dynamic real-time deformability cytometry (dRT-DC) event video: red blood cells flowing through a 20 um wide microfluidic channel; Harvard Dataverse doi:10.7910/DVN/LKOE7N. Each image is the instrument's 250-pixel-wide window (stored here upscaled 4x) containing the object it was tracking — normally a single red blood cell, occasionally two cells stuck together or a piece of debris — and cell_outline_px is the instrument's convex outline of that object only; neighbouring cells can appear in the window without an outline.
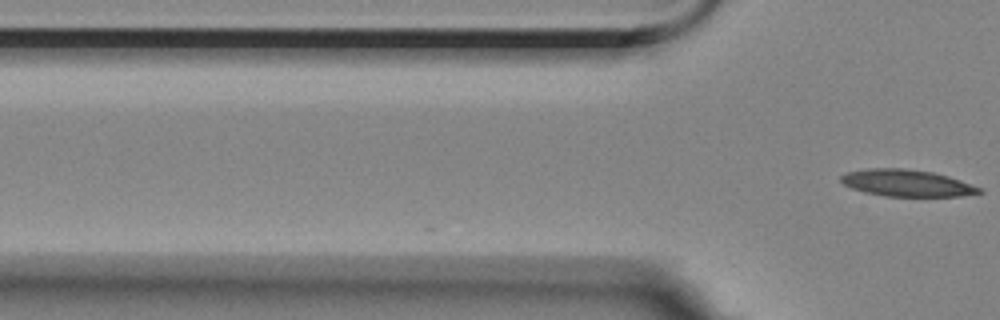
{"species": "Egyptian fruit bat (a non-hibernating species)", "species_latin": "Rousettus aegyptiacus", "temperature_condition": "room temperature", "stored_images_in_passage": 4, "camera_frame_rate_fps": 3000, "um_per_image_px": 0.085, "animal": {"sex": "female"}, "frame": {"image": 1, "passage_image": 4, "time_ms": 1.0, "image_size_px": [1000, 320], "cell_outline_px": [[984, 192], [960, 196], [884, 196], [864, 192], [852, 188], [844, 184], [840, 180], [840, 176], [848, 172], [868, 168], [904, 168], [932, 172], [948, 176], [960, 180], [980, 188]], "centroid_in_image_um": [77.05, 15.56], "position_along_channel_um": 48.7, "area_um2": 21.44}}